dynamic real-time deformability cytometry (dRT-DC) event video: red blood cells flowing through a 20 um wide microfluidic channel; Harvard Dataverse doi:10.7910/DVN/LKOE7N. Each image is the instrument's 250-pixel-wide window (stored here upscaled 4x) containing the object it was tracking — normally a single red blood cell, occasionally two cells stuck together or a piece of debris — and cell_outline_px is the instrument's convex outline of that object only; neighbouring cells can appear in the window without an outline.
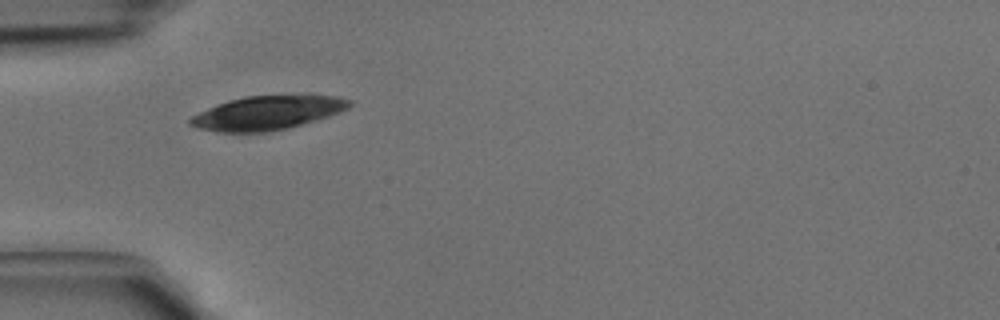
{"species": "common noctule bat (a hibernating species)", "species_latin": "Nyctalus noctula", "temperature_condition": "cold", "stored_images_in_passage": 4, "camera_frame_rate_fps": 3000, "um_per_image_px": 0.085, "animal": {"sex": "male", "body_mass_g": 15.6}, "frame": {"image": 1, "passage_image": 3, "time_ms": 0.667, "image_size_px": [1000, 320], "cell_outline_px": [[352, 104], [348, 108], [340, 112], [328, 116], [300, 124], [284, 128], [264, 132], [216, 132], [196, 128], [188, 124], [188, 120], [192, 116], [216, 104], [228, 100], [244, 96], [340, 96], [352, 100]], "centroid_in_image_um": [22.67, 9.59], "position_along_channel_um": 62.3, "area_um2": 31.04}}